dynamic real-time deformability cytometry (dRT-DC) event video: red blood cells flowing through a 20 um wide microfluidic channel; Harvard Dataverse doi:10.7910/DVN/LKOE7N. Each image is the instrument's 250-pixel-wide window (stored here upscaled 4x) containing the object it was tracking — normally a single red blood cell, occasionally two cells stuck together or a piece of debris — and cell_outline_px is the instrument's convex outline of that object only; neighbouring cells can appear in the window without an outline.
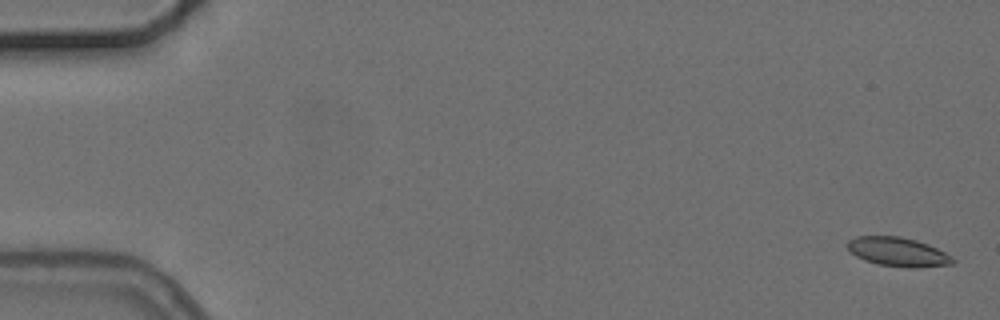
{"species": "common noctule bat (a hibernating species)", "species_latin": "Nyctalus noctula", "temperature_condition": "cold", "stored_images_in_passage": 4, "camera_frame_rate_fps": 3000, "um_per_image_px": 0.085, "animal": {"sex": "female", "body_mass_g": 24.6, "forearm_length_mm": 56.2}, "frame": {"image": 1, "passage_image": 1, "time_ms": 0.0, "image_size_px": [1000, 320], "cell_outline_px": [[956, 260], [952, 264], [916, 268], [908, 268], [880, 264], [864, 260], [856, 256], [844, 244], [848, 240], [856, 236], [900, 236], [916, 240], [928, 244], [952, 256]], "centroid_in_image_um": [76.32, 21.4], "position_along_channel_um": 8.7, "area_um2": 17.86}}